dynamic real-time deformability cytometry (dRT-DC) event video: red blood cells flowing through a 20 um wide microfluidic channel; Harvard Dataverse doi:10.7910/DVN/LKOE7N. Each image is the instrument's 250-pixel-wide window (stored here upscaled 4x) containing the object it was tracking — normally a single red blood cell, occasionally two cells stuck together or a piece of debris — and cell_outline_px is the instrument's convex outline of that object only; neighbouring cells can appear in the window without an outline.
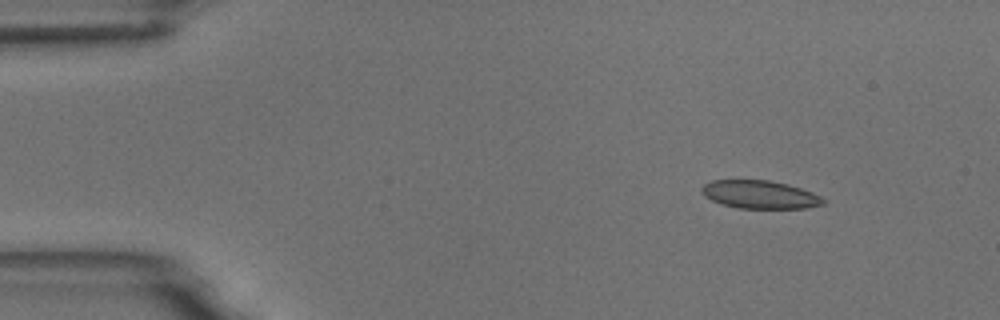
{"species": "common noctule bat (a hibernating species)", "species_latin": "Nyctalus noctula", "temperature_condition": "room temperature", "stored_images_in_passage": 10, "camera_frame_rate_fps": 3000, "um_per_image_px": 0.085, "animal": {"sex": "male", "body_mass_g": 18.8}, "frame": {"image": 1, "passage_image": 1, "time_ms": 0.0, "image_size_px": [1000, 320], "cell_outline_px": [[824, 204], [804, 208], [736, 208], [712, 200], [704, 196], [700, 192], [700, 188], [704, 184], [712, 180], [768, 180], [788, 184], [812, 192], [820, 196], [824, 200]], "centroid_in_image_um": [64.55, 16.53], "position_along_channel_um": 20.4, "area_um2": 19.83}}
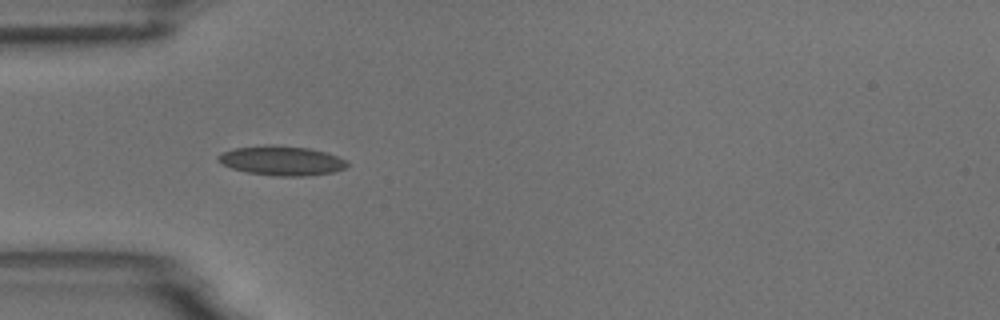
{"frame": {"image": 2, "passage_image": 4, "time_ms": 3.333, "image_size_px": [1000, 320], "cell_outline_px": [[348, 164], [344, 168], [332, 172], [304, 176], [276, 176], [248, 172], [232, 168], [216, 160], [216, 156], [224, 152], [236, 148], [268, 144], [272, 144], [308, 148], [328, 152], [344, 160]], "centroid_in_image_um": [23.92, 13.64], "position_along_channel_um": 61.1, "area_um2": 21.96}}
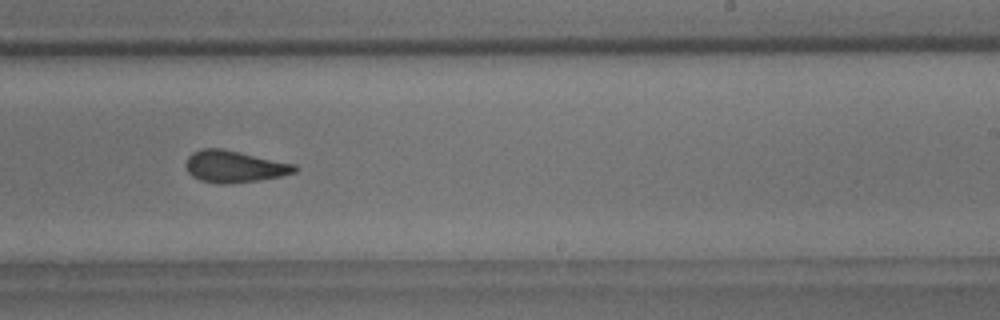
{"frame": {"image": 3, "passage_image": 9, "time_ms": 9.0, "image_size_px": [1000, 320], "cell_outline_px": [[300, 168], [296, 172], [280, 176], [260, 180], [232, 184], [216, 184], [200, 180], [192, 176], [188, 172], [188, 156], [192, 152], [200, 148], [220, 148], [296, 164]], "centroid_in_image_um": [19.95, 14.16], "position_along_channel_um": 269.1, "area_um2": 20.23}}